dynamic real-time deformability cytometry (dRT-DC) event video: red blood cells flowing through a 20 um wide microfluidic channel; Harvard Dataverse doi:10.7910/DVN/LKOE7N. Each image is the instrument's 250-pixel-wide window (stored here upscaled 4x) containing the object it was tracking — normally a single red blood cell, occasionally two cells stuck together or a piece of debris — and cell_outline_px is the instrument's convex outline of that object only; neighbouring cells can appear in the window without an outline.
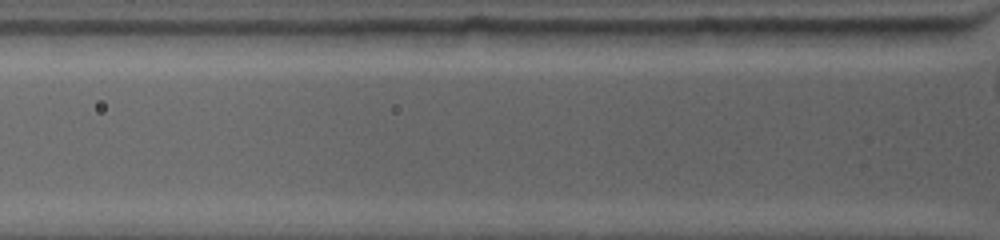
{"species": "common noctule bat (a hibernating species)", "species_latin": "Nyctalus noctula", "temperature_condition": "warm", "stored_images_in_passage": 4, "segment_of_instrument_passage": [2, 2], "camera_frame_rate_fps": 4500, "um_per_image_px": 0.085, "animal": {"sex": "female", "body_mass_g": 19.0, "forearm_length_mm": 53.3}, "frame": {"image": 1, "passage_image": 4, "time_ms": 0.444, "image_size_px": [1000, 240], "cell_outline_px": [[968, 28], [964, 36], [940, 44], [908, 48], [856, 44], [828, 32], [828, 28]], "centroid_in_image_um": [76.41, 3.07], "position_along_channel_um": 49.4, "area_um2": 15.14}}